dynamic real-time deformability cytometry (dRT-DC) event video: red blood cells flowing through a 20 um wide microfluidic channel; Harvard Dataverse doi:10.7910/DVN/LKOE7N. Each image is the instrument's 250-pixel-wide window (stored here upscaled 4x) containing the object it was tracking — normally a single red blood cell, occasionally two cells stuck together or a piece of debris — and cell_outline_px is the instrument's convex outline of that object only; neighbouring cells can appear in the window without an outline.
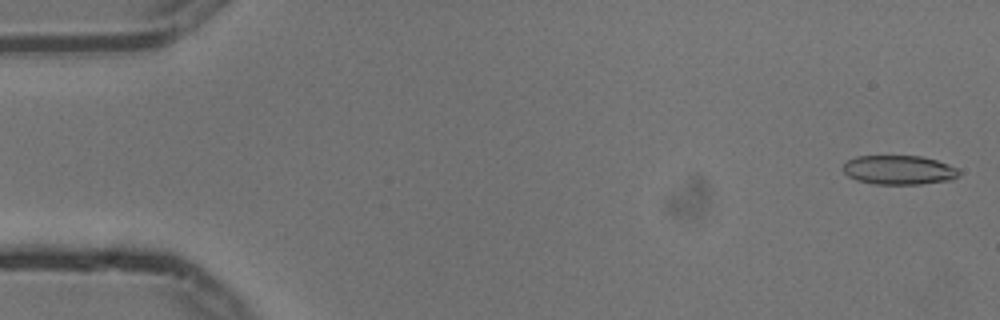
{"species": "common noctule bat (a hibernating species)", "species_latin": "Nyctalus noctula", "temperature_condition": "cold", "stored_images_in_passage": 55, "camera_frame_rate_fps": 3000, "um_per_image_px": 0.085, "animal": {"sex": "male", "body_mass_g": 13.3}, "frame": {"image": 1, "passage_image": 2, "time_ms": 0.333, "image_size_px": [1000, 320], "cell_outline_px": [[960, 172], [952, 180], [920, 184], [876, 184], [856, 180], [848, 176], [844, 172], [844, 164], [848, 160], [856, 156], [920, 156], [936, 160], [948, 164], [956, 168]], "centroid_in_image_um": [76.4, 14.45], "position_along_channel_um": 8.6, "area_um2": 19.59}}
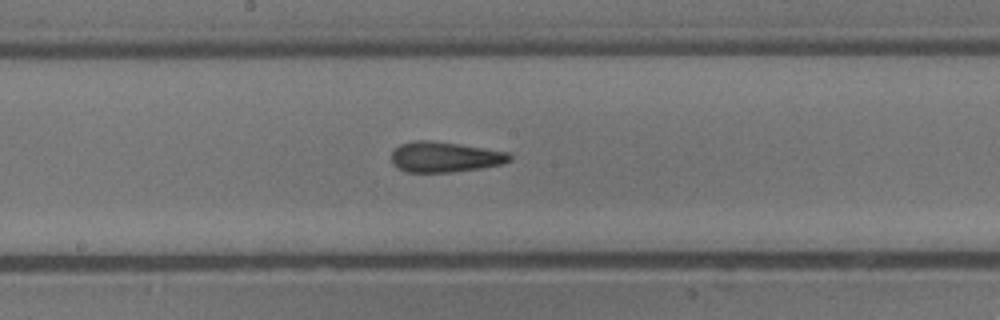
{"frame": {"image": 2, "passage_image": 29, "time_ms": 9.333, "image_size_px": [1000, 320], "cell_outline_px": [[512, 160], [500, 164], [480, 168], [452, 172], [408, 172], [396, 168], [392, 164], [392, 152], [400, 144], [416, 140], [428, 140], [460, 144], [508, 152], [512, 156]], "centroid_in_image_um": [37.79, 13.34], "position_along_channel_um": 210.4, "area_um2": 20.92}}
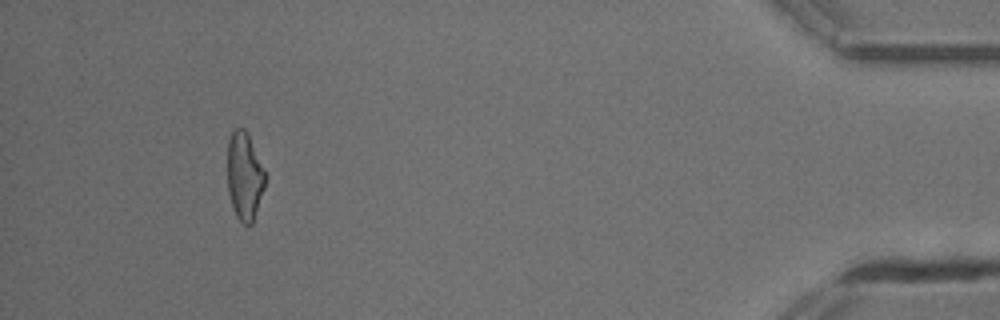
{"frame": {"image": 3, "passage_image": 51, "time_ms": 16.667, "image_size_px": [1000, 320], "cell_outline_px": [[264, 188], [252, 224], [244, 224], [236, 216], [232, 208], [228, 192], [228, 140], [232, 132], [236, 128], [244, 128], [248, 132], [264, 172]], "centroid_in_image_um": [20.76, 14.97], "position_along_channel_um": 414.4, "area_um2": 19.02}, "authors_computed_cell_mechanics": {"area_um2": 20.519, "velocity_mm_per_s": 3.7507, "shape_relaxation_time_tau1_ms": null, "shape_relaxation_time_tau2_ms": 2.9807, "deformation_change_tau1": null, "deformation_change_tau2": 0.1164}}